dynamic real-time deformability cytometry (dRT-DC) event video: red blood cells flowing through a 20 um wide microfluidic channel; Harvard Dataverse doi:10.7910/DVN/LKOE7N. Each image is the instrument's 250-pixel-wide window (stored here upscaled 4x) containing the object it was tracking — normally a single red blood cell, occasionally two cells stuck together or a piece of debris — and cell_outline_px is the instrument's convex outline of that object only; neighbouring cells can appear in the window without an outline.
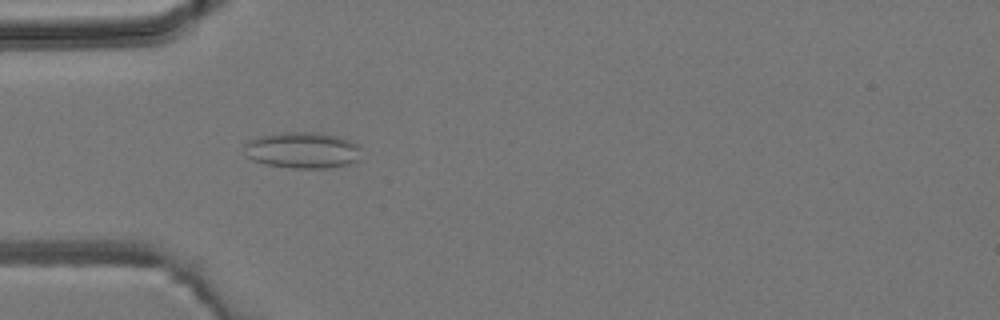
{"species": "common noctule bat (a hibernating species)", "species_latin": "Nyctalus noctula", "temperature_condition": "room temperature", "stored_images_in_passage": 2, "camera_frame_rate_fps": 3000, "um_per_image_px": 0.085, "animal": {"sex": "male", "body_mass_g": 19.2, "forearm_length_mm": 51.8}, "frame": {"image": 1, "passage_image": 2, "time_ms": 1.333, "image_size_px": [1000, 320], "cell_outline_px": [[360, 160], [348, 164], [332, 168], [292, 168], [264, 164], [252, 160], [248, 156], [244, 144], [248, 140], [256, 136], [280, 132], [312, 132], [340, 136], [356, 144], [360, 148]], "centroid_in_image_um": [25.71, 12.76], "position_along_channel_um": 59.3, "area_um2": 24.97}}